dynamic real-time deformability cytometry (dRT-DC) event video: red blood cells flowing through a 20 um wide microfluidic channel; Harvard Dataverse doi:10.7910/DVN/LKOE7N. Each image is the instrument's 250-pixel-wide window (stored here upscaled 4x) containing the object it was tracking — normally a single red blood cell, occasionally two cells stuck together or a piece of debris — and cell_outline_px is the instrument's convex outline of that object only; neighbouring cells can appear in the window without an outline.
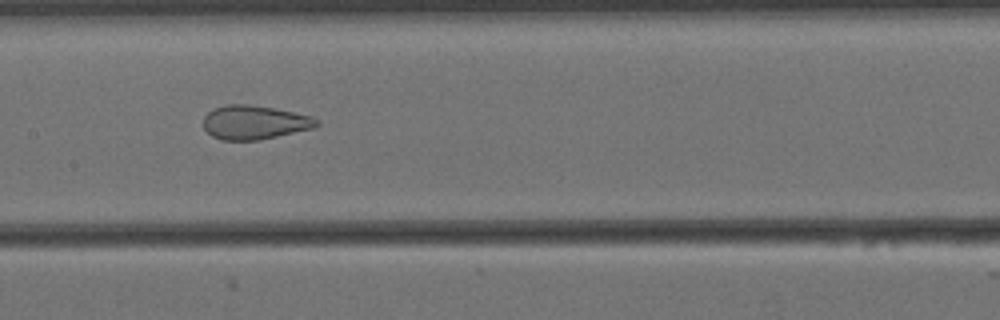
{"species": "Egyptian fruit bat (a non-hibernating species)", "species_latin": "Rousettus aegyptiacus", "temperature_condition": "cold", "stored_images_in_passage": 51, "camera_frame_rate_fps": 3000, "um_per_image_px": 0.085, "animal": {"sex": "female"}, "frame": {"image": 1, "passage_image": 21, "time_ms": 6.667, "image_size_px": [1000, 320], "cell_outline_px": [[320, 124], [316, 128], [260, 140], [220, 140], [212, 136], [204, 128], [204, 116], [212, 108], [228, 104], [248, 104], [272, 108], [312, 116], [320, 120]], "centroid_in_image_um": [21.65, 10.41], "position_along_channel_um": 185.7, "area_um2": 22.6}}
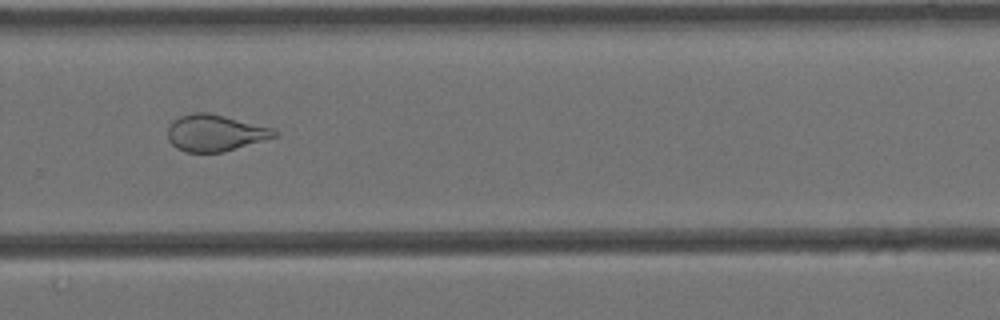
{"frame": {"image": 2, "passage_image": 32, "time_ms": 10.333, "image_size_px": [1000, 320], "cell_outline_px": [[280, 132], [276, 136], [224, 152], [184, 152], [176, 148], [168, 140], [168, 128], [172, 120], [180, 116], [196, 112], [208, 112], [272, 128]], "centroid_in_image_um": [18.25, 11.3], "position_along_channel_um": 311.6, "area_um2": 22.6}}
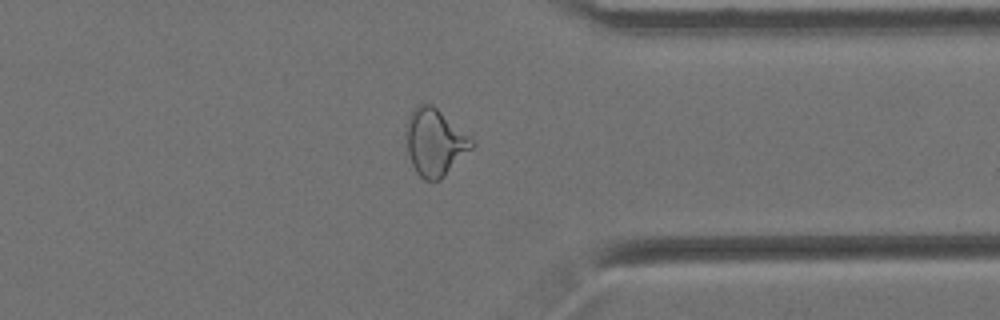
{"frame": {"image": 3, "passage_image": 38, "time_ms": 12.333, "image_size_px": [1000, 320], "cell_outline_px": [[476, 144], [440, 180], [424, 180], [416, 172], [412, 164], [408, 152], [404, 136], [404, 132], [408, 116], [412, 108], [416, 104], [432, 104], [468, 136]], "centroid_in_image_um": [36.9, 12.08], "position_along_channel_um": 374.5, "area_um2": 25.49}, "authors_computed_cell_mechanics": {"area_um2": 25.721, "velocity_mm_per_s": 3.4555, "shape_relaxation_time_tau1_ms": null, "shape_relaxation_time_tau2_ms": 1.2822, "deformation_change_tau1": null, "deformation_change_tau2": 0.0945}}